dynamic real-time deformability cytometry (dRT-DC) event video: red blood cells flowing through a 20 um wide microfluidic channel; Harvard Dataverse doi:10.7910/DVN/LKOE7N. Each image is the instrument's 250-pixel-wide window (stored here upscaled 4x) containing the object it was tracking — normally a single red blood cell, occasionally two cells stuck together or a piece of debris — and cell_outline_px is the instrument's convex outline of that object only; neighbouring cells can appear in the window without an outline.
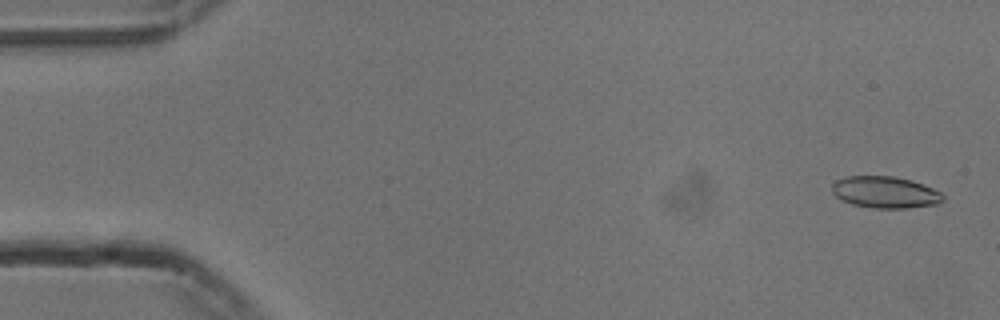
{"species": "common noctule bat (a hibernating species)", "species_latin": "Nyctalus noctula", "temperature_condition": "cold", "stored_images_in_passage": 54, "camera_frame_rate_fps": 3000, "um_per_image_px": 0.085, "animal": {"sex": "male", "body_mass_g": 13.3}, "frame": {"image": 1, "passage_image": 2, "time_ms": 0.333, "image_size_px": [1000, 320], "cell_outline_px": [[944, 200], [936, 204], [908, 208], [872, 208], [852, 204], [840, 200], [832, 192], [832, 184], [836, 180], [848, 176], [892, 176], [912, 180], [924, 184], [940, 192], [944, 196]], "centroid_in_image_um": [75.23, 16.34], "position_along_channel_um": 9.8, "area_um2": 20.58}}
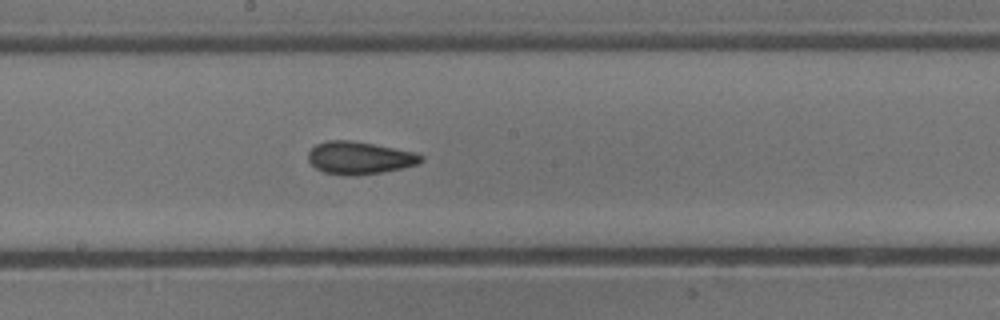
{"frame": {"image": 2, "passage_image": 29, "time_ms": 9.333, "image_size_px": [1000, 320], "cell_outline_px": [[424, 160], [420, 164], [384, 172], [356, 176], [344, 176], [324, 172], [316, 168], [308, 160], [308, 152], [316, 144], [328, 140], [352, 140], [416, 152], [424, 156]], "centroid_in_image_um": [30.59, 13.43], "position_along_channel_um": 217.6, "area_um2": 21.73}}
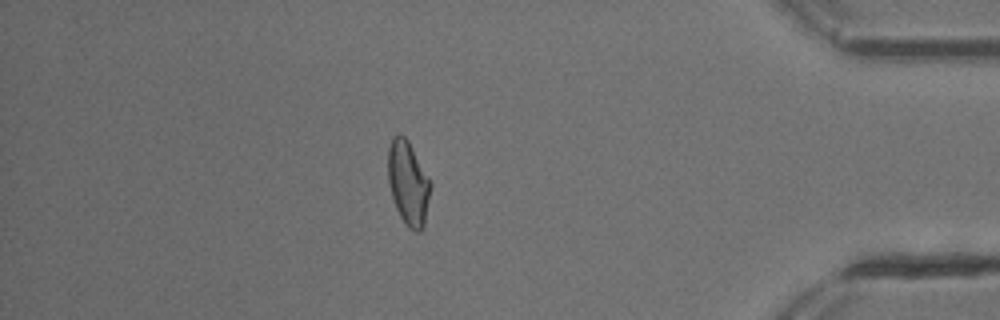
{"frame": {"image": 3, "passage_image": 47, "time_ms": 15.333, "image_size_px": [1000, 320], "cell_outline_px": [[432, 184], [424, 228], [420, 232], [416, 232], [408, 228], [400, 216], [396, 208], [392, 196], [388, 180], [388, 148], [392, 136], [400, 132], [408, 140]], "centroid_in_image_um": [34.7, 15.57], "position_along_channel_um": 400.5, "area_um2": 20.98}, "authors_computed_cell_mechanics": {"area_um2": 20.8947, "velocity_mm_per_s": 3.7556, "shape_relaxation_time_tau1_ms": 9.9134, "shape_relaxation_time_tau2_ms": 2.3375, "deformation_change_tau1": 0.1916, "deformation_change_tau2": 0.0835}}